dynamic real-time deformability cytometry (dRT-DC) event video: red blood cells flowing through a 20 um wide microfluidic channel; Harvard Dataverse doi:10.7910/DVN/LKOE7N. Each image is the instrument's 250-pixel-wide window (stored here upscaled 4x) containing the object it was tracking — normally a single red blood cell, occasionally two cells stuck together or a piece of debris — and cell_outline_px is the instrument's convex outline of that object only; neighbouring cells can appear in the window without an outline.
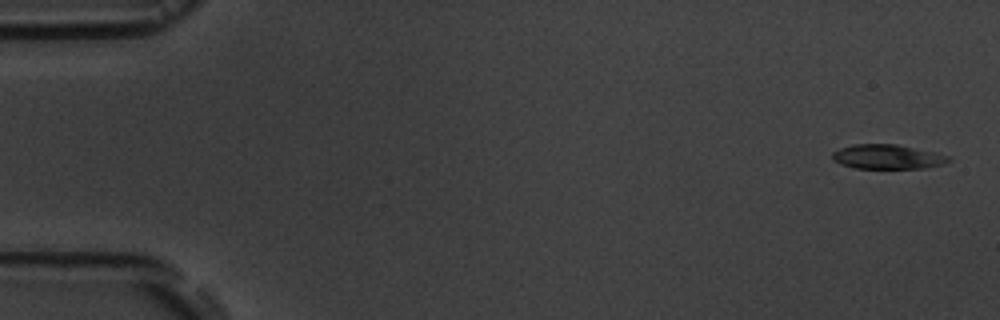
{"species": "common noctule bat (a hibernating species)", "species_latin": "Nyctalus noctula", "temperature_condition": "room temperature", "stored_images_in_passage": 4, "camera_frame_rate_fps": 3000, "um_per_image_px": 0.085, "animal": {"sex": "male", "body_mass_g": 19.5, "forearm_length_mm": 54.6}, "frame": {"image": 1, "passage_image": 1, "time_ms": 0.0, "image_size_px": [1000, 320], "cell_outline_px": [[952, 160], [940, 164], [924, 168], [852, 168], [840, 164], [832, 160], [832, 152], [840, 148], [856, 144], [896, 144], [932, 152], [948, 156]], "centroid_in_image_um": [75.36, 13.33], "position_along_channel_um": 9.6, "area_um2": 16.36}}